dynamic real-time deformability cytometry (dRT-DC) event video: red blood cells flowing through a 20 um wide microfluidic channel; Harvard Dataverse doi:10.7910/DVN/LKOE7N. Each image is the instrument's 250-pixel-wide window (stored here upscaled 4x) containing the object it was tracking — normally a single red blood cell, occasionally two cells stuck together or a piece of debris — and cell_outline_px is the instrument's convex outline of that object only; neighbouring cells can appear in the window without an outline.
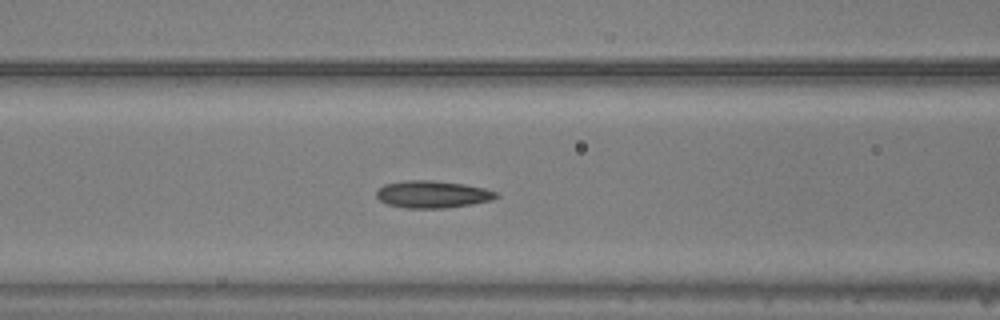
{"species": "common noctule bat (a hibernating species)", "species_latin": "Nyctalus noctula", "temperature_condition": "warm", "stored_images_in_passage": 7, "camera_frame_rate_fps": 3000, "um_per_image_px": 0.085, "animal": {"sex": "male", "body_mass_g": 20.5, "forearm_length_mm": 52.5}, "frame": {"image": 1, "passage_image": 3, "time_ms": 0.667, "image_size_px": [1000, 320], "cell_outline_px": [[500, 196], [492, 200], [472, 204], [444, 208], [404, 208], [388, 204], [380, 200], [376, 196], [376, 188], [384, 184], [404, 180], [432, 180], [464, 184], [484, 188], [496, 192]], "centroid_in_image_um": [36.74, 16.51], "position_along_channel_um": 129.9, "area_um2": 19.13}}